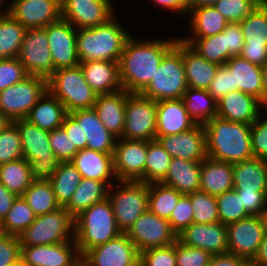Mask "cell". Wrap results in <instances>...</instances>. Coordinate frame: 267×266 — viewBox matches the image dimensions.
<instances>
[{"label":"cell","instance_id":"6da1fadb","mask_svg":"<svg viewBox=\"0 0 267 266\" xmlns=\"http://www.w3.org/2000/svg\"><path fill=\"white\" fill-rule=\"evenodd\" d=\"M136 38H128L119 60L120 82L128 93H140L149 84L165 54L179 39Z\"/></svg>","mask_w":267,"mask_h":266},{"label":"cell","instance_id":"7a4b0ae2","mask_svg":"<svg viewBox=\"0 0 267 266\" xmlns=\"http://www.w3.org/2000/svg\"><path fill=\"white\" fill-rule=\"evenodd\" d=\"M204 130L208 157L232 164L253 158L251 124L216 116L204 124Z\"/></svg>","mask_w":267,"mask_h":266},{"label":"cell","instance_id":"3957f363","mask_svg":"<svg viewBox=\"0 0 267 266\" xmlns=\"http://www.w3.org/2000/svg\"><path fill=\"white\" fill-rule=\"evenodd\" d=\"M115 15L106 24L77 29V54L80 62H119L132 35Z\"/></svg>","mask_w":267,"mask_h":266},{"label":"cell","instance_id":"277c9868","mask_svg":"<svg viewBox=\"0 0 267 266\" xmlns=\"http://www.w3.org/2000/svg\"><path fill=\"white\" fill-rule=\"evenodd\" d=\"M122 233L116 224L109 198L93 204L74 218V240L81 257Z\"/></svg>","mask_w":267,"mask_h":266},{"label":"cell","instance_id":"5b68a950","mask_svg":"<svg viewBox=\"0 0 267 266\" xmlns=\"http://www.w3.org/2000/svg\"><path fill=\"white\" fill-rule=\"evenodd\" d=\"M187 88L182 40L178 39L165 54L156 73L140 94L155 101L180 99Z\"/></svg>","mask_w":267,"mask_h":266},{"label":"cell","instance_id":"8992f818","mask_svg":"<svg viewBox=\"0 0 267 266\" xmlns=\"http://www.w3.org/2000/svg\"><path fill=\"white\" fill-rule=\"evenodd\" d=\"M47 89L64 105L67 113L93 108L97 94L86 82L80 65L61 68L47 80Z\"/></svg>","mask_w":267,"mask_h":266},{"label":"cell","instance_id":"52a82bcc","mask_svg":"<svg viewBox=\"0 0 267 266\" xmlns=\"http://www.w3.org/2000/svg\"><path fill=\"white\" fill-rule=\"evenodd\" d=\"M21 246L54 245L74 240V217L60 207L35 217L31 225L18 235Z\"/></svg>","mask_w":267,"mask_h":266},{"label":"cell","instance_id":"ba28073f","mask_svg":"<svg viewBox=\"0 0 267 266\" xmlns=\"http://www.w3.org/2000/svg\"><path fill=\"white\" fill-rule=\"evenodd\" d=\"M149 184L140 181H116L108 190V198L118 228L125 233L148 210Z\"/></svg>","mask_w":267,"mask_h":266},{"label":"cell","instance_id":"9c48e42d","mask_svg":"<svg viewBox=\"0 0 267 266\" xmlns=\"http://www.w3.org/2000/svg\"><path fill=\"white\" fill-rule=\"evenodd\" d=\"M157 101L140 93H128L124 131L120 138L136 141L156 140Z\"/></svg>","mask_w":267,"mask_h":266},{"label":"cell","instance_id":"30bf717a","mask_svg":"<svg viewBox=\"0 0 267 266\" xmlns=\"http://www.w3.org/2000/svg\"><path fill=\"white\" fill-rule=\"evenodd\" d=\"M46 90V79L28 75L0 92V111L11 121L25 119Z\"/></svg>","mask_w":267,"mask_h":266},{"label":"cell","instance_id":"8fae6325","mask_svg":"<svg viewBox=\"0 0 267 266\" xmlns=\"http://www.w3.org/2000/svg\"><path fill=\"white\" fill-rule=\"evenodd\" d=\"M228 253L252 262L267 232L264 216L250 215L226 225Z\"/></svg>","mask_w":267,"mask_h":266},{"label":"cell","instance_id":"7c38bea8","mask_svg":"<svg viewBox=\"0 0 267 266\" xmlns=\"http://www.w3.org/2000/svg\"><path fill=\"white\" fill-rule=\"evenodd\" d=\"M139 253L150 248L165 247L177 241L167 219L160 218L149 209L125 232Z\"/></svg>","mask_w":267,"mask_h":266},{"label":"cell","instance_id":"4fadbf2b","mask_svg":"<svg viewBox=\"0 0 267 266\" xmlns=\"http://www.w3.org/2000/svg\"><path fill=\"white\" fill-rule=\"evenodd\" d=\"M17 58L28 75L46 80L52 76L54 64L44 27L26 30Z\"/></svg>","mask_w":267,"mask_h":266},{"label":"cell","instance_id":"5bb4252c","mask_svg":"<svg viewBox=\"0 0 267 266\" xmlns=\"http://www.w3.org/2000/svg\"><path fill=\"white\" fill-rule=\"evenodd\" d=\"M240 25L244 37L240 56L263 67L267 62V0L259 3Z\"/></svg>","mask_w":267,"mask_h":266},{"label":"cell","instance_id":"9a60e30c","mask_svg":"<svg viewBox=\"0 0 267 266\" xmlns=\"http://www.w3.org/2000/svg\"><path fill=\"white\" fill-rule=\"evenodd\" d=\"M140 253L125 233L88 250L82 257L85 266H139Z\"/></svg>","mask_w":267,"mask_h":266},{"label":"cell","instance_id":"2e32d148","mask_svg":"<svg viewBox=\"0 0 267 266\" xmlns=\"http://www.w3.org/2000/svg\"><path fill=\"white\" fill-rule=\"evenodd\" d=\"M112 0H61V19L76 29L106 24L116 14Z\"/></svg>","mask_w":267,"mask_h":266},{"label":"cell","instance_id":"e0dca14e","mask_svg":"<svg viewBox=\"0 0 267 266\" xmlns=\"http://www.w3.org/2000/svg\"><path fill=\"white\" fill-rule=\"evenodd\" d=\"M147 141L117 138L113 152L117 181L145 182Z\"/></svg>","mask_w":267,"mask_h":266},{"label":"cell","instance_id":"ac0fdd59","mask_svg":"<svg viewBox=\"0 0 267 266\" xmlns=\"http://www.w3.org/2000/svg\"><path fill=\"white\" fill-rule=\"evenodd\" d=\"M48 38L54 71L80 64L77 54V29L60 19L44 27Z\"/></svg>","mask_w":267,"mask_h":266},{"label":"cell","instance_id":"d6986e66","mask_svg":"<svg viewBox=\"0 0 267 266\" xmlns=\"http://www.w3.org/2000/svg\"><path fill=\"white\" fill-rule=\"evenodd\" d=\"M7 12L26 29L42 28L61 19V0H10Z\"/></svg>","mask_w":267,"mask_h":266},{"label":"cell","instance_id":"ffe728a7","mask_svg":"<svg viewBox=\"0 0 267 266\" xmlns=\"http://www.w3.org/2000/svg\"><path fill=\"white\" fill-rule=\"evenodd\" d=\"M21 261L26 266H79L75 240L54 245L21 246Z\"/></svg>","mask_w":267,"mask_h":266},{"label":"cell","instance_id":"44dd1931","mask_svg":"<svg viewBox=\"0 0 267 266\" xmlns=\"http://www.w3.org/2000/svg\"><path fill=\"white\" fill-rule=\"evenodd\" d=\"M157 140L172 158L202 162L207 157L203 124H196L180 134L160 136Z\"/></svg>","mask_w":267,"mask_h":266},{"label":"cell","instance_id":"7402d4cb","mask_svg":"<svg viewBox=\"0 0 267 266\" xmlns=\"http://www.w3.org/2000/svg\"><path fill=\"white\" fill-rule=\"evenodd\" d=\"M177 239L182 244L206 250L211 255L228 253L227 228L221 222L192 223L177 235Z\"/></svg>","mask_w":267,"mask_h":266},{"label":"cell","instance_id":"603a6c76","mask_svg":"<svg viewBox=\"0 0 267 266\" xmlns=\"http://www.w3.org/2000/svg\"><path fill=\"white\" fill-rule=\"evenodd\" d=\"M266 110L256 97L239 90L229 92L217 102V116L232 122L252 124Z\"/></svg>","mask_w":267,"mask_h":266},{"label":"cell","instance_id":"cb8c5ba5","mask_svg":"<svg viewBox=\"0 0 267 266\" xmlns=\"http://www.w3.org/2000/svg\"><path fill=\"white\" fill-rule=\"evenodd\" d=\"M70 162L76 167L82 178L102 181L109 188L117 181L113 153L83 149L79 150Z\"/></svg>","mask_w":267,"mask_h":266},{"label":"cell","instance_id":"d4e9b609","mask_svg":"<svg viewBox=\"0 0 267 266\" xmlns=\"http://www.w3.org/2000/svg\"><path fill=\"white\" fill-rule=\"evenodd\" d=\"M69 114L82 126L84 140H87L86 149L114 152L117 137L105 128L94 108L75 110Z\"/></svg>","mask_w":267,"mask_h":266},{"label":"cell","instance_id":"484cf974","mask_svg":"<svg viewBox=\"0 0 267 266\" xmlns=\"http://www.w3.org/2000/svg\"><path fill=\"white\" fill-rule=\"evenodd\" d=\"M156 140L160 136L180 134L196 125L187 112L182 98L157 101Z\"/></svg>","mask_w":267,"mask_h":266},{"label":"cell","instance_id":"4316f807","mask_svg":"<svg viewBox=\"0 0 267 266\" xmlns=\"http://www.w3.org/2000/svg\"><path fill=\"white\" fill-rule=\"evenodd\" d=\"M86 82L97 95L111 94L122 90L119 78V62H80Z\"/></svg>","mask_w":267,"mask_h":266},{"label":"cell","instance_id":"83f0119b","mask_svg":"<svg viewBox=\"0 0 267 266\" xmlns=\"http://www.w3.org/2000/svg\"><path fill=\"white\" fill-rule=\"evenodd\" d=\"M128 92L124 89L104 95H97L93 106L105 128L120 138L124 131L125 106Z\"/></svg>","mask_w":267,"mask_h":266},{"label":"cell","instance_id":"f1b7e54d","mask_svg":"<svg viewBox=\"0 0 267 266\" xmlns=\"http://www.w3.org/2000/svg\"><path fill=\"white\" fill-rule=\"evenodd\" d=\"M233 189L236 192H267V161L253 157L234 163Z\"/></svg>","mask_w":267,"mask_h":266},{"label":"cell","instance_id":"f546056e","mask_svg":"<svg viewBox=\"0 0 267 266\" xmlns=\"http://www.w3.org/2000/svg\"><path fill=\"white\" fill-rule=\"evenodd\" d=\"M67 114L62 102L47 89L29 111L25 120L50 132L62 127Z\"/></svg>","mask_w":267,"mask_h":266},{"label":"cell","instance_id":"4dcf8cb0","mask_svg":"<svg viewBox=\"0 0 267 266\" xmlns=\"http://www.w3.org/2000/svg\"><path fill=\"white\" fill-rule=\"evenodd\" d=\"M225 65L233 72V88L256 97L262 103V67L240 55L232 56Z\"/></svg>","mask_w":267,"mask_h":266},{"label":"cell","instance_id":"1f68e13d","mask_svg":"<svg viewBox=\"0 0 267 266\" xmlns=\"http://www.w3.org/2000/svg\"><path fill=\"white\" fill-rule=\"evenodd\" d=\"M233 189V164L206 157L201 162L200 191L217 196Z\"/></svg>","mask_w":267,"mask_h":266},{"label":"cell","instance_id":"d6a6232c","mask_svg":"<svg viewBox=\"0 0 267 266\" xmlns=\"http://www.w3.org/2000/svg\"><path fill=\"white\" fill-rule=\"evenodd\" d=\"M201 162L172 158L165 178L160 182L181 194L200 190Z\"/></svg>","mask_w":267,"mask_h":266},{"label":"cell","instance_id":"836d02e7","mask_svg":"<svg viewBox=\"0 0 267 266\" xmlns=\"http://www.w3.org/2000/svg\"><path fill=\"white\" fill-rule=\"evenodd\" d=\"M182 58L188 87L207 90L216 75L219 65L209 62L198 55L183 41Z\"/></svg>","mask_w":267,"mask_h":266},{"label":"cell","instance_id":"e575fe53","mask_svg":"<svg viewBox=\"0 0 267 266\" xmlns=\"http://www.w3.org/2000/svg\"><path fill=\"white\" fill-rule=\"evenodd\" d=\"M13 123L20 132L23 158L29 161L30 159L50 158L54 155L50 145L49 131L42 130L25 119L15 120Z\"/></svg>","mask_w":267,"mask_h":266},{"label":"cell","instance_id":"d590c367","mask_svg":"<svg viewBox=\"0 0 267 266\" xmlns=\"http://www.w3.org/2000/svg\"><path fill=\"white\" fill-rule=\"evenodd\" d=\"M188 23L186 28L190 29L187 38H206L222 32L229 23L225 17L214 7H192L189 10Z\"/></svg>","mask_w":267,"mask_h":266},{"label":"cell","instance_id":"8d00e7d4","mask_svg":"<svg viewBox=\"0 0 267 266\" xmlns=\"http://www.w3.org/2000/svg\"><path fill=\"white\" fill-rule=\"evenodd\" d=\"M108 190L102 181L82 178L65 209L75 218L93 204L108 198Z\"/></svg>","mask_w":267,"mask_h":266},{"label":"cell","instance_id":"74e56055","mask_svg":"<svg viewBox=\"0 0 267 266\" xmlns=\"http://www.w3.org/2000/svg\"><path fill=\"white\" fill-rule=\"evenodd\" d=\"M182 100L190 117L196 124H205L217 116V101L208 90L188 87Z\"/></svg>","mask_w":267,"mask_h":266},{"label":"cell","instance_id":"f35d334b","mask_svg":"<svg viewBox=\"0 0 267 266\" xmlns=\"http://www.w3.org/2000/svg\"><path fill=\"white\" fill-rule=\"evenodd\" d=\"M22 198L31 207L36 217L60 208L49 180H33Z\"/></svg>","mask_w":267,"mask_h":266},{"label":"cell","instance_id":"ab89813d","mask_svg":"<svg viewBox=\"0 0 267 266\" xmlns=\"http://www.w3.org/2000/svg\"><path fill=\"white\" fill-rule=\"evenodd\" d=\"M81 180V174L70 161L59 164V167L49 181L60 207L68 205Z\"/></svg>","mask_w":267,"mask_h":266},{"label":"cell","instance_id":"60d3db41","mask_svg":"<svg viewBox=\"0 0 267 266\" xmlns=\"http://www.w3.org/2000/svg\"><path fill=\"white\" fill-rule=\"evenodd\" d=\"M26 30L8 12L0 14V59L18 57Z\"/></svg>","mask_w":267,"mask_h":266},{"label":"cell","instance_id":"b9f144b4","mask_svg":"<svg viewBox=\"0 0 267 266\" xmlns=\"http://www.w3.org/2000/svg\"><path fill=\"white\" fill-rule=\"evenodd\" d=\"M32 181L29 162L25 158L0 165V183L17 197L23 195Z\"/></svg>","mask_w":267,"mask_h":266},{"label":"cell","instance_id":"7bdbcfd3","mask_svg":"<svg viewBox=\"0 0 267 266\" xmlns=\"http://www.w3.org/2000/svg\"><path fill=\"white\" fill-rule=\"evenodd\" d=\"M179 39L209 62L218 65H225L227 62V48L223 32L206 38L179 37Z\"/></svg>","mask_w":267,"mask_h":266},{"label":"cell","instance_id":"ee69618b","mask_svg":"<svg viewBox=\"0 0 267 266\" xmlns=\"http://www.w3.org/2000/svg\"><path fill=\"white\" fill-rule=\"evenodd\" d=\"M183 194L162 183H150L148 187V209L160 218L169 219Z\"/></svg>","mask_w":267,"mask_h":266},{"label":"cell","instance_id":"f6af8a7d","mask_svg":"<svg viewBox=\"0 0 267 266\" xmlns=\"http://www.w3.org/2000/svg\"><path fill=\"white\" fill-rule=\"evenodd\" d=\"M171 159L158 140L147 141L145 183H160L168 172Z\"/></svg>","mask_w":267,"mask_h":266},{"label":"cell","instance_id":"bcb514c9","mask_svg":"<svg viewBox=\"0 0 267 266\" xmlns=\"http://www.w3.org/2000/svg\"><path fill=\"white\" fill-rule=\"evenodd\" d=\"M35 214L27 202L18 196L7 215L2 219L0 233L19 235L35 220Z\"/></svg>","mask_w":267,"mask_h":266},{"label":"cell","instance_id":"7dc6e473","mask_svg":"<svg viewBox=\"0 0 267 266\" xmlns=\"http://www.w3.org/2000/svg\"><path fill=\"white\" fill-rule=\"evenodd\" d=\"M216 201L218 216L222 224L228 225L250 216L235 189L217 195Z\"/></svg>","mask_w":267,"mask_h":266},{"label":"cell","instance_id":"c3c4849f","mask_svg":"<svg viewBox=\"0 0 267 266\" xmlns=\"http://www.w3.org/2000/svg\"><path fill=\"white\" fill-rule=\"evenodd\" d=\"M187 195L193 207V223L212 224L220 222L216 196L200 190Z\"/></svg>","mask_w":267,"mask_h":266},{"label":"cell","instance_id":"681fc988","mask_svg":"<svg viewBox=\"0 0 267 266\" xmlns=\"http://www.w3.org/2000/svg\"><path fill=\"white\" fill-rule=\"evenodd\" d=\"M23 158L21 136L12 123L0 132V165Z\"/></svg>","mask_w":267,"mask_h":266},{"label":"cell","instance_id":"f907efd6","mask_svg":"<svg viewBox=\"0 0 267 266\" xmlns=\"http://www.w3.org/2000/svg\"><path fill=\"white\" fill-rule=\"evenodd\" d=\"M263 0H219L213 6L229 22L240 23Z\"/></svg>","mask_w":267,"mask_h":266},{"label":"cell","instance_id":"816d5d0a","mask_svg":"<svg viewBox=\"0 0 267 266\" xmlns=\"http://www.w3.org/2000/svg\"><path fill=\"white\" fill-rule=\"evenodd\" d=\"M139 266H177L176 242L158 248H150L140 252Z\"/></svg>","mask_w":267,"mask_h":266},{"label":"cell","instance_id":"f5cc1de1","mask_svg":"<svg viewBox=\"0 0 267 266\" xmlns=\"http://www.w3.org/2000/svg\"><path fill=\"white\" fill-rule=\"evenodd\" d=\"M212 255L206 250L190 247L176 241L177 266H209Z\"/></svg>","mask_w":267,"mask_h":266},{"label":"cell","instance_id":"db71d44e","mask_svg":"<svg viewBox=\"0 0 267 266\" xmlns=\"http://www.w3.org/2000/svg\"><path fill=\"white\" fill-rule=\"evenodd\" d=\"M49 140L54 155L61 162L71 161L79 151L75 145H72L70 136L67 135V132L62 127L50 131Z\"/></svg>","mask_w":267,"mask_h":266},{"label":"cell","instance_id":"11a10c76","mask_svg":"<svg viewBox=\"0 0 267 266\" xmlns=\"http://www.w3.org/2000/svg\"><path fill=\"white\" fill-rule=\"evenodd\" d=\"M27 76V72L17 57L0 59V92Z\"/></svg>","mask_w":267,"mask_h":266},{"label":"cell","instance_id":"9f6ffc18","mask_svg":"<svg viewBox=\"0 0 267 266\" xmlns=\"http://www.w3.org/2000/svg\"><path fill=\"white\" fill-rule=\"evenodd\" d=\"M267 108L263 115L251 124V145L253 157L267 161ZM266 113V114H265Z\"/></svg>","mask_w":267,"mask_h":266},{"label":"cell","instance_id":"6f0895ef","mask_svg":"<svg viewBox=\"0 0 267 266\" xmlns=\"http://www.w3.org/2000/svg\"><path fill=\"white\" fill-rule=\"evenodd\" d=\"M188 195L183 194L168 221L172 230L178 235L193 223V209Z\"/></svg>","mask_w":267,"mask_h":266},{"label":"cell","instance_id":"680465c9","mask_svg":"<svg viewBox=\"0 0 267 266\" xmlns=\"http://www.w3.org/2000/svg\"><path fill=\"white\" fill-rule=\"evenodd\" d=\"M21 261V244L17 235L0 233V266H14Z\"/></svg>","mask_w":267,"mask_h":266},{"label":"cell","instance_id":"91938a15","mask_svg":"<svg viewBox=\"0 0 267 266\" xmlns=\"http://www.w3.org/2000/svg\"><path fill=\"white\" fill-rule=\"evenodd\" d=\"M207 90L217 102L229 92L235 91L233 88V72L226 65H219Z\"/></svg>","mask_w":267,"mask_h":266},{"label":"cell","instance_id":"94428289","mask_svg":"<svg viewBox=\"0 0 267 266\" xmlns=\"http://www.w3.org/2000/svg\"><path fill=\"white\" fill-rule=\"evenodd\" d=\"M28 162L33 180H50L61 163L56 155L44 159H30Z\"/></svg>","mask_w":267,"mask_h":266},{"label":"cell","instance_id":"6125c7cd","mask_svg":"<svg viewBox=\"0 0 267 266\" xmlns=\"http://www.w3.org/2000/svg\"><path fill=\"white\" fill-rule=\"evenodd\" d=\"M222 32L225 34L228 61L232 56L241 54L244 46V37L240 23H228Z\"/></svg>","mask_w":267,"mask_h":266},{"label":"cell","instance_id":"be15d7a7","mask_svg":"<svg viewBox=\"0 0 267 266\" xmlns=\"http://www.w3.org/2000/svg\"><path fill=\"white\" fill-rule=\"evenodd\" d=\"M250 215L264 216L267 210V192H237Z\"/></svg>","mask_w":267,"mask_h":266},{"label":"cell","instance_id":"e7e4bbea","mask_svg":"<svg viewBox=\"0 0 267 266\" xmlns=\"http://www.w3.org/2000/svg\"><path fill=\"white\" fill-rule=\"evenodd\" d=\"M62 128L70 136L72 145H75L78 150L86 149L87 140H84L82 126L69 113L64 118Z\"/></svg>","mask_w":267,"mask_h":266},{"label":"cell","instance_id":"03108f58","mask_svg":"<svg viewBox=\"0 0 267 266\" xmlns=\"http://www.w3.org/2000/svg\"><path fill=\"white\" fill-rule=\"evenodd\" d=\"M153 3L158 5L157 8L164 9V11L169 10V13H173V15L176 14L178 18L180 16L187 18L190 10L189 0H153Z\"/></svg>","mask_w":267,"mask_h":266},{"label":"cell","instance_id":"003e7915","mask_svg":"<svg viewBox=\"0 0 267 266\" xmlns=\"http://www.w3.org/2000/svg\"><path fill=\"white\" fill-rule=\"evenodd\" d=\"M209 266H251L245 259L230 253L212 255Z\"/></svg>","mask_w":267,"mask_h":266},{"label":"cell","instance_id":"a7ac6f4b","mask_svg":"<svg viewBox=\"0 0 267 266\" xmlns=\"http://www.w3.org/2000/svg\"><path fill=\"white\" fill-rule=\"evenodd\" d=\"M17 196L0 183V218L3 219L9 212Z\"/></svg>","mask_w":267,"mask_h":266},{"label":"cell","instance_id":"89a4df30","mask_svg":"<svg viewBox=\"0 0 267 266\" xmlns=\"http://www.w3.org/2000/svg\"><path fill=\"white\" fill-rule=\"evenodd\" d=\"M251 266H267V232L260 244L257 255L251 262Z\"/></svg>","mask_w":267,"mask_h":266},{"label":"cell","instance_id":"2644e50d","mask_svg":"<svg viewBox=\"0 0 267 266\" xmlns=\"http://www.w3.org/2000/svg\"><path fill=\"white\" fill-rule=\"evenodd\" d=\"M262 82H263L262 104L267 108V62L262 67Z\"/></svg>","mask_w":267,"mask_h":266},{"label":"cell","instance_id":"8c879c8a","mask_svg":"<svg viewBox=\"0 0 267 266\" xmlns=\"http://www.w3.org/2000/svg\"><path fill=\"white\" fill-rule=\"evenodd\" d=\"M219 0H189L190 9L192 7L213 6Z\"/></svg>","mask_w":267,"mask_h":266},{"label":"cell","instance_id":"753ad0ef","mask_svg":"<svg viewBox=\"0 0 267 266\" xmlns=\"http://www.w3.org/2000/svg\"><path fill=\"white\" fill-rule=\"evenodd\" d=\"M12 123L13 121H11L2 111H0V132L6 129Z\"/></svg>","mask_w":267,"mask_h":266},{"label":"cell","instance_id":"34e18365","mask_svg":"<svg viewBox=\"0 0 267 266\" xmlns=\"http://www.w3.org/2000/svg\"><path fill=\"white\" fill-rule=\"evenodd\" d=\"M8 1L9 0H0V14L7 12L8 6H9V2ZM5 2L8 3V4L7 5H3V4H6ZM2 6H3V8H2Z\"/></svg>","mask_w":267,"mask_h":266},{"label":"cell","instance_id":"11e5206c","mask_svg":"<svg viewBox=\"0 0 267 266\" xmlns=\"http://www.w3.org/2000/svg\"><path fill=\"white\" fill-rule=\"evenodd\" d=\"M14 266H26L22 261H20L19 263H17L16 265Z\"/></svg>","mask_w":267,"mask_h":266},{"label":"cell","instance_id":"2a66077c","mask_svg":"<svg viewBox=\"0 0 267 266\" xmlns=\"http://www.w3.org/2000/svg\"><path fill=\"white\" fill-rule=\"evenodd\" d=\"M264 217H265V220H266V223H267V210H266V212H265Z\"/></svg>","mask_w":267,"mask_h":266}]
</instances>
